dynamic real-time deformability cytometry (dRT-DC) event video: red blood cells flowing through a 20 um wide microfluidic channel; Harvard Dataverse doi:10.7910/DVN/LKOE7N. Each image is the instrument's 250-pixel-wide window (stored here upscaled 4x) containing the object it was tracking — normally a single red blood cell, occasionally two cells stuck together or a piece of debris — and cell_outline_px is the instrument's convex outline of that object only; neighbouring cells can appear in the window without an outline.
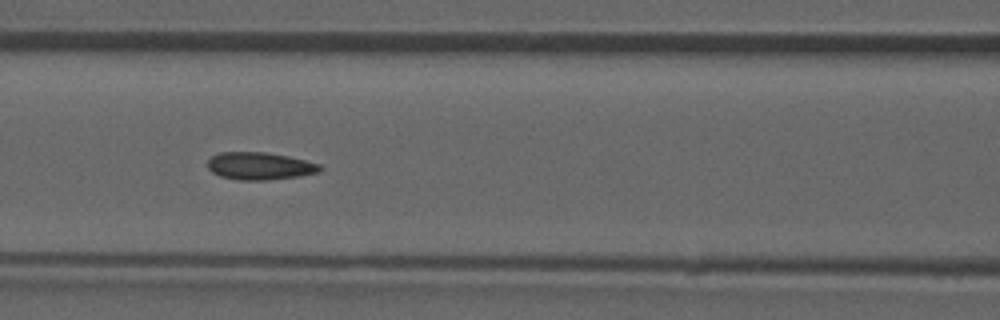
{"species": "common noctule bat (a hibernating species)", "species_latin": "Nyctalus noctula", "temperature_condition": "room temperature", "stored_images_in_passage": 40, "camera_frame_rate_fps": 3000, "um_per_image_px": 0.085, "animal": {"sex": "male", "forearm_length_mm": 52.5}, "frame": {"image": 1, "passage_image": 12, "time_ms": 3.667, "image_size_px": [1000, 320], "cell_outline_px": [[324, 168], [320, 172], [300, 176], [264, 180], [240, 180], [220, 176], [212, 172], [208, 168], [208, 160], [212, 156], [220, 152], [264, 152], [288, 156], [320, 164]], "centroid_in_image_um": [22.1, 14.11], "position_along_channel_um": 144.5, "area_um2": 17.98}, "authors_computed_cell_mechanics": {"area_um2": 17.7446, "velocity_mm_per_s": 3.9389, "shape_relaxation_time_tau1_ms": null, "shape_relaxation_time_tau2_ms": 2.2963, "deformation_change_tau1": null, "deformation_change_tau2": 0.0901}}